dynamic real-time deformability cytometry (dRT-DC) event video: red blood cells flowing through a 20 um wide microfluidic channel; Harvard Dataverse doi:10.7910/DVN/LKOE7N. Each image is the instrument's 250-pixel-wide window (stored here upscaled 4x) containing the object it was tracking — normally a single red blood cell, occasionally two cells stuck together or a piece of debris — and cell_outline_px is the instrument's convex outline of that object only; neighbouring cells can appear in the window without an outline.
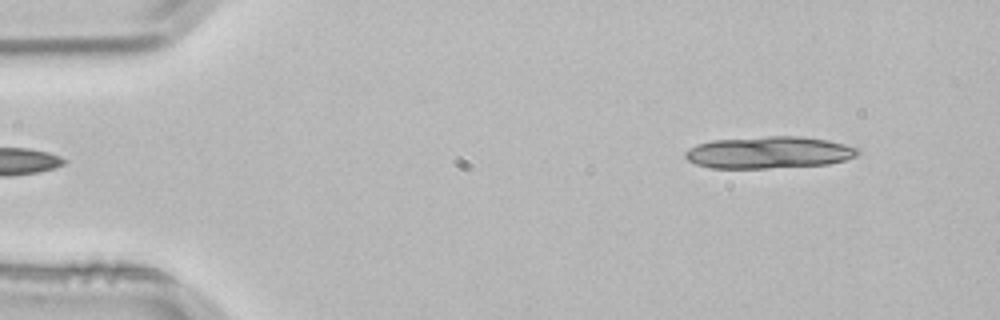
{"species": "common noctule bat (a hibernating species)", "species_latin": "Nyctalus noctula", "temperature_condition": "room temperature", "stored_images_in_passage": 3, "segment_of_instrument_passage": [2, 2], "camera_frame_rate_fps": 3000, "um_per_image_px": 0.085, "animal": {"sex": "male", "body_mass_g": 21.5, "forearm_length_mm": 52.0}, "frame": {"image": 1, "passage_image": 3, "time_ms": 0.667, "image_size_px": [1000, 320], "cell_outline_px": [[860, 152], [856, 156], [844, 160], [828, 164], [768, 168], [708, 168], [696, 164], [688, 160], [684, 156], [684, 152], [688, 148], [696, 144], [712, 140], [768, 136], [804, 136], [828, 140], [860, 148]], "centroid_in_image_um": [65.34, 12.95], "position_along_channel_um": 19.7, "area_um2": 32.37}}